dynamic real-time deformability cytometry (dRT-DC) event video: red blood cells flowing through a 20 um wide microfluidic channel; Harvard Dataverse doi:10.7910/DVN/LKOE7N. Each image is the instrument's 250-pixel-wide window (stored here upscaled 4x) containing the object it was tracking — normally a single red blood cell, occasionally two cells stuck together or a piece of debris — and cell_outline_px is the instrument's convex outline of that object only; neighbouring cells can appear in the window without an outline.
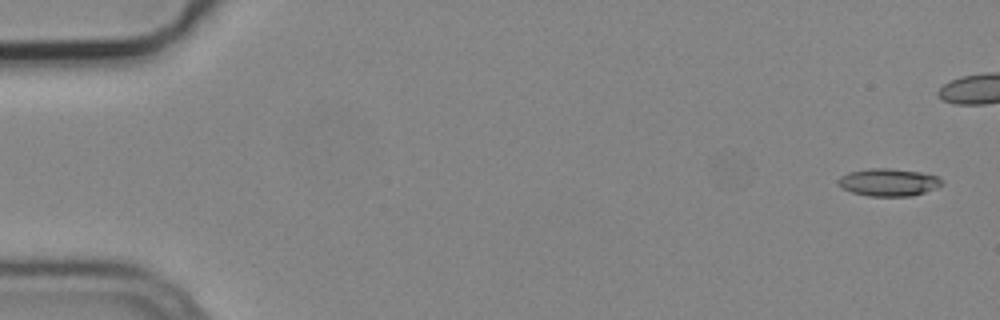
{"species": "common noctule bat (a hibernating species)", "species_latin": "Nyctalus noctula", "temperature_condition": "cold", "stored_images_in_passage": 4, "camera_frame_rate_fps": 3000, "um_per_image_px": 0.085, "animal": {"sex": "male", "body_mass_g": 19.2, "forearm_length_mm": 51.8}, "frame": {"image": 1, "passage_image": 1, "time_ms": 0.0, "image_size_px": [1000, 320], "cell_outline_px": [[944, 184], [936, 188], [912, 196], [868, 196], [852, 192], [836, 184], [836, 180], [840, 176], [848, 172], [868, 168], [888, 168], [920, 172], [936, 176], [944, 180]], "centroid_in_image_um": [75.51, 15.49], "position_along_channel_um": 9.5, "area_um2": 16.76}}